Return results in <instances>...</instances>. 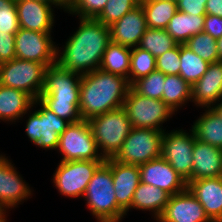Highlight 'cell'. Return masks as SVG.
<instances>
[{
  "label": "cell",
  "instance_id": "cell-12",
  "mask_svg": "<svg viewBox=\"0 0 222 222\" xmlns=\"http://www.w3.org/2000/svg\"><path fill=\"white\" fill-rule=\"evenodd\" d=\"M163 132L162 157L188 183L192 181L193 148L195 136L190 129Z\"/></svg>",
  "mask_w": 222,
  "mask_h": 222
},
{
  "label": "cell",
  "instance_id": "cell-20",
  "mask_svg": "<svg viewBox=\"0 0 222 222\" xmlns=\"http://www.w3.org/2000/svg\"><path fill=\"white\" fill-rule=\"evenodd\" d=\"M187 189L203 206L212 222H222V176L192 180Z\"/></svg>",
  "mask_w": 222,
  "mask_h": 222
},
{
  "label": "cell",
  "instance_id": "cell-44",
  "mask_svg": "<svg viewBox=\"0 0 222 222\" xmlns=\"http://www.w3.org/2000/svg\"><path fill=\"white\" fill-rule=\"evenodd\" d=\"M37 1H41L52 6L54 5V8L62 9L65 12L68 11V8L60 0H37Z\"/></svg>",
  "mask_w": 222,
  "mask_h": 222
},
{
  "label": "cell",
  "instance_id": "cell-24",
  "mask_svg": "<svg viewBox=\"0 0 222 222\" xmlns=\"http://www.w3.org/2000/svg\"><path fill=\"white\" fill-rule=\"evenodd\" d=\"M170 194L159 187L140 182L134 192L130 209L152 212V216L157 220L167 205Z\"/></svg>",
  "mask_w": 222,
  "mask_h": 222
},
{
  "label": "cell",
  "instance_id": "cell-33",
  "mask_svg": "<svg viewBox=\"0 0 222 222\" xmlns=\"http://www.w3.org/2000/svg\"><path fill=\"white\" fill-rule=\"evenodd\" d=\"M165 78L164 73L155 70L133 82L131 88L142 96L162 100Z\"/></svg>",
  "mask_w": 222,
  "mask_h": 222
},
{
  "label": "cell",
  "instance_id": "cell-1",
  "mask_svg": "<svg viewBox=\"0 0 222 222\" xmlns=\"http://www.w3.org/2000/svg\"><path fill=\"white\" fill-rule=\"evenodd\" d=\"M78 19L79 27L67 38L63 48L56 47V64L67 71L83 75L99 69L111 36L110 27L98 20Z\"/></svg>",
  "mask_w": 222,
  "mask_h": 222
},
{
  "label": "cell",
  "instance_id": "cell-5",
  "mask_svg": "<svg viewBox=\"0 0 222 222\" xmlns=\"http://www.w3.org/2000/svg\"><path fill=\"white\" fill-rule=\"evenodd\" d=\"M88 122L104 159L114 158L117 155L132 129L123 107L94 116Z\"/></svg>",
  "mask_w": 222,
  "mask_h": 222
},
{
  "label": "cell",
  "instance_id": "cell-34",
  "mask_svg": "<svg viewBox=\"0 0 222 222\" xmlns=\"http://www.w3.org/2000/svg\"><path fill=\"white\" fill-rule=\"evenodd\" d=\"M185 45L208 63L218 62L217 42L204 32L193 35Z\"/></svg>",
  "mask_w": 222,
  "mask_h": 222
},
{
  "label": "cell",
  "instance_id": "cell-31",
  "mask_svg": "<svg viewBox=\"0 0 222 222\" xmlns=\"http://www.w3.org/2000/svg\"><path fill=\"white\" fill-rule=\"evenodd\" d=\"M176 45L177 42L165 29L147 28L138 47L147 50L157 58L168 50L173 49Z\"/></svg>",
  "mask_w": 222,
  "mask_h": 222
},
{
  "label": "cell",
  "instance_id": "cell-37",
  "mask_svg": "<svg viewBox=\"0 0 222 222\" xmlns=\"http://www.w3.org/2000/svg\"><path fill=\"white\" fill-rule=\"evenodd\" d=\"M180 66V44L156 58V70L165 75H179Z\"/></svg>",
  "mask_w": 222,
  "mask_h": 222
},
{
  "label": "cell",
  "instance_id": "cell-39",
  "mask_svg": "<svg viewBox=\"0 0 222 222\" xmlns=\"http://www.w3.org/2000/svg\"><path fill=\"white\" fill-rule=\"evenodd\" d=\"M207 0H177V9L186 14L206 15Z\"/></svg>",
  "mask_w": 222,
  "mask_h": 222
},
{
  "label": "cell",
  "instance_id": "cell-38",
  "mask_svg": "<svg viewBox=\"0 0 222 222\" xmlns=\"http://www.w3.org/2000/svg\"><path fill=\"white\" fill-rule=\"evenodd\" d=\"M16 58L15 34L0 30V64Z\"/></svg>",
  "mask_w": 222,
  "mask_h": 222
},
{
  "label": "cell",
  "instance_id": "cell-15",
  "mask_svg": "<svg viewBox=\"0 0 222 222\" xmlns=\"http://www.w3.org/2000/svg\"><path fill=\"white\" fill-rule=\"evenodd\" d=\"M140 182L161 188L171 196L184 192L187 182L162 157L139 165Z\"/></svg>",
  "mask_w": 222,
  "mask_h": 222
},
{
  "label": "cell",
  "instance_id": "cell-2",
  "mask_svg": "<svg viewBox=\"0 0 222 222\" xmlns=\"http://www.w3.org/2000/svg\"><path fill=\"white\" fill-rule=\"evenodd\" d=\"M131 85L128 79L96 69L81 76L79 110L82 119L123 107Z\"/></svg>",
  "mask_w": 222,
  "mask_h": 222
},
{
  "label": "cell",
  "instance_id": "cell-29",
  "mask_svg": "<svg viewBox=\"0 0 222 222\" xmlns=\"http://www.w3.org/2000/svg\"><path fill=\"white\" fill-rule=\"evenodd\" d=\"M140 4L144 9L147 28L151 29H166L178 11L176 3L168 0H145Z\"/></svg>",
  "mask_w": 222,
  "mask_h": 222
},
{
  "label": "cell",
  "instance_id": "cell-4",
  "mask_svg": "<svg viewBox=\"0 0 222 222\" xmlns=\"http://www.w3.org/2000/svg\"><path fill=\"white\" fill-rule=\"evenodd\" d=\"M82 198L97 222H120L126 216L117 204L112 171L105 163L94 173Z\"/></svg>",
  "mask_w": 222,
  "mask_h": 222
},
{
  "label": "cell",
  "instance_id": "cell-43",
  "mask_svg": "<svg viewBox=\"0 0 222 222\" xmlns=\"http://www.w3.org/2000/svg\"><path fill=\"white\" fill-rule=\"evenodd\" d=\"M1 13H17L16 0H0Z\"/></svg>",
  "mask_w": 222,
  "mask_h": 222
},
{
  "label": "cell",
  "instance_id": "cell-16",
  "mask_svg": "<svg viewBox=\"0 0 222 222\" xmlns=\"http://www.w3.org/2000/svg\"><path fill=\"white\" fill-rule=\"evenodd\" d=\"M156 222H212L203 206L186 189L170 196L167 205Z\"/></svg>",
  "mask_w": 222,
  "mask_h": 222
},
{
  "label": "cell",
  "instance_id": "cell-17",
  "mask_svg": "<svg viewBox=\"0 0 222 222\" xmlns=\"http://www.w3.org/2000/svg\"><path fill=\"white\" fill-rule=\"evenodd\" d=\"M112 171L113 187L117 204L127 215L134 192L140 183V169L138 165L124 164L114 158L104 162Z\"/></svg>",
  "mask_w": 222,
  "mask_h": 222
},
{
  "label": "cell",
  "instance_id": "cell-30",
  "mask_svg": "<svg viewBox=\"0 0 222 222\" xmlns=\"http://www.w3.org/2000/svg\"><path fill=\"white\" fill-rule=\"evenodd\" d=\"M180 62L179 75L191 86L203 76L210 64L191 51L185 44H180Z\"/></svg>",
  "mask_w": 222,
  "mask_h": 222
},
{
  "label": "cell",
  "instance_id": "cell-8",
  "mask_svg": "<svg viewBox=\"0 0 222 222\" xmlns=\"http://www.w3.org/2000/svg\"><path fill=\"white\" fill-rule=\"evenodd\" d=\"M40 106L34 112L33 107ZM32 112V113H31ZM30 114V115H29ZM26 120L25 132L29 140L44 150H56L59 137L70 124L47 109L38 99L34 100Z\"/></svg>",
  "mask_w": 222,
  "mask_h": 222
},
{
  "label": "cell",
  "instance_id": "cell-49",
  "mask_svg": "<svg viewBox=\"0 0 222 222\" xmlns=\"http://www.w3.org/2000/svg\"><path fill=\"white\" fill-rule=\"evenodd\" d=\"M139 3H142V2H144L145 0H137Z\"/></svg>",
  "mask_w": 222,
  "mask_h": 222
},
{
  "label": "cell",
  "instance_id": "cell-13",
  "mask_svg": "<svg viewBox=\"0 0 222 222\" xmlns=\"http://www.w3.org/2000/svg\"><path fill=\"white\" fill-rule=\"evenodd\" d=\"M51 33L20 28L15 34L16 58L43 63L46 67L56 64V45Z\"/></svg>",
  "mask_w": 222,
  "mask_h": 222
},
{
  "label": "cell",
  "instance_id": "cell-41",
  "mask_svg": "<svg viewBox=\"0 0 222 222\" xmlns=\"http://www.w3.org/2000/svg\"><path fill=\"white\" fill-rule=\"evenodd\" d=\"M20 29L17 13L0 14V30L7 31L9 34H16Z\"/></svg>",
  "mask_w": 222,
  "mask_h": 222
},
{
  "label": "cell",
  "instance_id": "cell-26",
  "mask_svg": "<svg viewBox=\"0 0 222 222\" xmlns=\"http://www.w3.org/2000/svg\"><path fill=\"white\" fill-rule=\"evenodd\" d=\"M204 20L205 15H191L177 11L165 30L177 44H185L193 35L203 32Z\"/></svg>",
  "mask_w": 222,
  "mask_h": 222
},
{
  "label": "cell",
  "instance_id": "cell-3",
  "mask_svg": "<svg viewBox=\"0 0 222 222\" xmlns=\"http://www.w3.org/2000/svg\"><path fill=\"white\" fill-rule=\"evenodd\" d=\"M81 76L57 64L48 66L43 91L38 100L56 116L69 123L82 120L79 110Z\"/></svg>",
  "mask_w": 222,
  "mask_h": 222
},
{
  "label": "cell",
  "instance_id": "cell-45",
  "mask_svg": "<svg viewBox=\"0 0 222 222\" xmlns=\"http://www.w3.org/2000/svg\"><path fill=\"white\" fill-rule=\"evenodd\" d=\"M217 42V52H218V61H222V36L216 40Z\"/></svg>",
  "mask_w": 222,
  "mask_h": 222
},
{
  "label": "cell",
  "instance_id": "cell-27",
  "mask_svg": "<svg viewBox=\"0 0 222 222\" xmlns=\"http://www.w3.org/2000/svg\"><path fill=\"white\" fill-rule=\"evenodd\" d=\"M131 48L110 42L103 54L99 69L128 79L130 72Z\"/></svg>",
  "mask_w": 222,
  "mask_h": 222
},
{
  "label": "cell",
  "instance_id": "cell-50",
  "mask_svg": "<svg viewBox=\"0 0 222 222\" xmlns=\"http://www.w3.org/2000/svg\"><path fill=\"white\" fill-rule=\"evenodd\" d=\"M168 1H172V2H175V3H177V0H168Z\"/></svg>",
  "mask_w": 222,
  "mask_h": 222
},
{
  "label": "cell",
  "instance_id": "cell-18",
  "mask_svg": "<svg viewBox=\"0 0 222 222\" xmlns=\"http://www.w3.org/2000/svg\"><path fill=\"white\" fill-rule=\"evenodd\" d=\"M109 27L111 42L129 48L137 47L147 29L146 16L141 4Z\"/></svg>",
  "mask_w": 222,
  "mask_h": 222
},
{
  "label": "cell",
  "instance_id": "cell-19",
  "mask_svg": "<svg viewBox=\"0 0 222 222\" xmlns=\"http://www.w3.org/2000/svg\"><path fill=\"white\" fill-rule=\"evenodd\" d=\"M54 6L37 0H16L20 28L52 33L54 26Z\"/></svg>",
  "mask_w": 222,
  "mask_h": 222
},
{
  "label": "cell",
  "instance_id": "cell-40",
  "mask_svg": "<svg viewBox=\"0 0 222 222\" xmlns=\"http://www.w3.org/2000/svg\"><path fill=\"white\" fill-rule=\"evenodd\" d=\"M203 32L218 40L222 36V17L206 14Z\"/></svg>",
  "mask_w": 222,
  "mask_h": 222
},
{
  "label": "cell",
  "instance_id": "cell-25",
  "mask_svg": "<svg viewBox=\"0 0 222 222\" xmlns=\"http://www.w3.org/2000/svg\"><path fill=\"white\" fill-rule=\"evenodd\" d=\"M203 109L191 127L195 139L222 149V116L213 107Z\"/></svg>",
  "mask_w": 222,
  "mask_h": 222
},
{
  "label": "cell",
  "instance_id": "cell-10",
  "mask_svg": "<svg viewBox=\"0 0 222 222\" xmlns=\"http://www.w3.org/2000/svg\"><path fill=\"white\" fill-rule=\"evenodd\" d=\"M105 160L60 161L53 173V185L60 195L69 198L83 197L87 185Z\"/></svg>",
  "mask_w": 222,
  "mask_h": 222
},
{
  "label": "cell",
  "instance_id": "cell-36",
  "mask_svg": "<svg viewBox=\"0 0 222 222\" xmlns=\"http://www.w3.org/2000/svg\"><path fill=\"white\" fill-rule=\"evenodd\" d=\"M108 0H76L67 13L79 18L95 19L104 9Z\"/></svg>",
  "mask_w": 222,
  "mask_h": 222
},
{
  "label": "cell",
  "instance_id": "cell-6",
  "mask_svg": "<svg viewBox=\"0 0 222 222\" xmlns=\"http://www.w3.org/2000/svg\"><path fill=\"white\" fill-rule=\"evenodd\" d=\"M46 66L14 58L0 64V84L20 89L37 100L43 91Z\"/></svg>",
  "mask_w": 222,
  "mask_h": 222
},
{
  "label": "cell",
  "instance_id": "cell-42",
  "mask_svg": "<svg viewBox=\"0 0 222 222\" xmlns=\"http://www.w3.org/2000/svg\"><path fill=\"white\" fill-rule=\"evenodd\" d=\"M206 14L222 17V0H207Z\"/></svg>",
  "mask_w": 222,
  "mask_h": 222
},
{
  "label": "cell",
  "instance_id": "cell-32",
  "mask_svg": "<svg viewBox=\"0 0 222 222\" xmlns=\"http://www.w3.org/2000/svg\"><path fill=\"white\" fill-rule=\"evenodd\" d=\"M156 70V58L140 47L131 48L129 84Z\"/></svg>",
  "mask_w": 222,
  "mask_h": 222
},
{
  "label": "cell",
  "instance_id": "cell-21",
  "mask_svg": "<svg viewBox=\"0 0 222 222\" xmlns=\"http://www.w3.org/2000/svg\"><path fill=\"white\" fill-rule=\"evenodd\" d=\"M222 99V61L210 63L203 76L192 85L191 102L200 108L213 107Z\"/></svg>",
  "mask_w": 222,
  "mask_h": 222
},
{
  "label": "cell",
  "instance_id": "cell-9",
  "mask_svg": "<svg viewBox=\"0 0 222 222\" xmlns=\"http://www.w3.org/2000/svg\"><path fill=\"white\" fill-rule=\"evenodd\" d=\"M61 161L105 160L98 149L88 120L70 123L59 137L56 149Z\"/></svg>",
  "mask_w": 222,
  "mask_h": 222
},
{
  "label": "cell",
  "instance_id": "cell-35",
  "mask_svg": "<svg viewBox=\"0 0 222 222\" xmlns=\"http://www.w3.org/2000/svg\"><path fill=\"white\" fill-rule=\"evenodd\" d=\"M139 4L137 0H108L102 12L95 19L110 26Z\"/></svg>",
  "mask_w": 222,
  "mask_h": 222
},
{
  "label": "cell",
  "instance_id": "cell-47",
  "mask_svg": "<svg viewBox=\"0 0 222 222\" xmlns=\"http://www.w3.org/2000/svg\"><path fill=\"white\" fill-rule=\"evenodd\" d=\"M213 108L216 110V112L222 116V99L216 103Z\"/></svg>",
  "mask_w": 222,
  "mask_h": 222
},
{
  "label": "cell",
  "instance_id": "cell-46",
  "mask_svg": "<svg viewBox=\"0 0 222 222\" xmlns=\"http://www.w3.org/2000/svg\"><path fill=\"white\" fill-rule=\"evenodd\" d=\"M8 211H7V209H2V208H0V222H7L8 220H7V213Z\"/></svg>",
  "mask_w": 222,
  "mask_h": 222
},
{
  "label": "cell",
  "instance_id": "cell-11",
  "mask_svg": "<svg viewBox=\"0 0 222 222\" xmlns=\"http://www.w3.org/2000/svg\"><path fill=\"white\" fill-rule=\"evenodd\" d=\"M163 132L132 127L114 159L124 164L139 166L160 157L162 155Z\"/></svg>",
  "mask_w": 222,
  "mask_h": 222
},
{
  "label": "cell",
  "instance_id": "cell-14",
  "mask_svg": "<svg viewBox=\"0 0 222 222\" xmlns=\"http://www.w3.org/2000/svg\"><path fill=\"white\" fill-rule=\"evenodd\" d=\"M17 168L4 154H0V208L14 209L31 198L32 188L17 172Z\"/></svg>",
  "mask_w": 222,
  "mask_h": 222
},
{
  "label": "cell",
  "instance_id": "cell-28",
  "mask_svg": "<svg viewBox=\"0 0 222 222\" xmlns=\"http://www.w3.org/2000/svg\"><path fill=\"white\" fill-rule=\"evenodd\" d=\"M192 99V86L180 75H166L162 101L177 112Z\"/></svg>",
  "mask_w": 222,
  "mask_h": 222
},
{
  "label": "cell",
  "instance_id": "cell-22",
  "mask_svg": "<svg viewBox=\"0 0 222 222\" xmlns=\"http://www.w3.org/2000/svg\"><path fill=\"white\" fill-rule=\"evenodd\" d=\"M192 154V180L222 176V149L195 139Z\"/></svg>",
  "mask_w": 222,
  "mask_h": 222
},
{
  "label": "cell",
  "instance_id": "cell-23",
  "mask_svg": "<svg viewBox=\"0 0 222 222\" xmlns=\"http://www.w3.org/2000/svg\"><path fill=\"white\" fill-rule=\"evenodd\" d=\"M33 102L34 99L26 92L0 84V120L3 122L14 123L22 120Z\"/></svg>",
  "mask_w": 222,
  "mask_h": 222
},
{
  "label": "cell",
  "instance_id": "cell-7",
  "mask_svg": "<svg viewBox=\"0 0 222 222\" xmlns=\"http://www.w3.org/2000/svg\"><path fill=\"white\" fill-rule=\"evenodd\" d=\"M125 109L132 127L166 131L162 125L173 117V112L162 100L136 93L131 87L124 100Z\"/></svg>",
  "mask_w": 222,
  "mask_h": 222
},
{
  "label": "cell",
  "instance_id": "cell-48",
  "mask_svg": "<svg viewBox=\"0 0 222 222\" xmlns=\"http://www.w3.org/2000/svg\"><path fill=\"white\" fill-rule=\"evenodd\" d=\"M68 9L76 2V0H60Z\"/></svg>",
  "mask_w": 222,
  "mask_h": 222
}]
</instances>
